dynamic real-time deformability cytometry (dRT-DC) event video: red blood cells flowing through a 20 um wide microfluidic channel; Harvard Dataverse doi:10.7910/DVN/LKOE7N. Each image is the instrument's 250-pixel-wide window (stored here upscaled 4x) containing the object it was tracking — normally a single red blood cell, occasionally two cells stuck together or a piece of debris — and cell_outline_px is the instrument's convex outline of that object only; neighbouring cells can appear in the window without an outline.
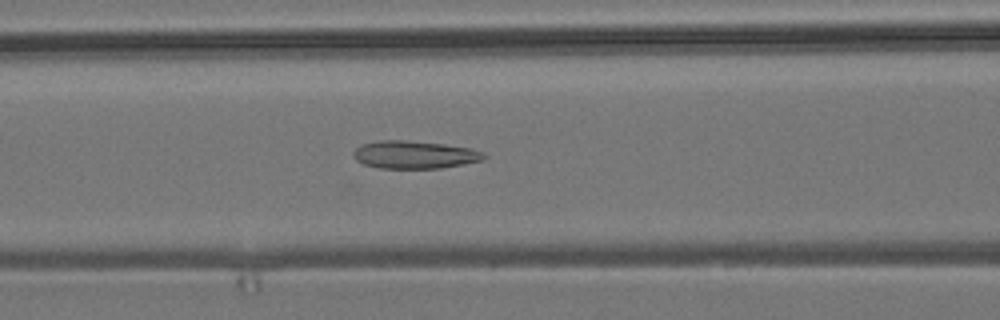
{"species": "common noctule bat (a hibernating species)", "species_latin": "Nyctalus noctula", "temperature_condition": "room temperature", "stored_images_in_passage": 39, "camera_frame_rate_fps": 3000, "um_per_image_px": 0.085, "animal": {"sex": "male", "body_mass_g": 19.2, "forearm_length_mm": 51.8}, "frame": {"image": 1, "passage_image": 8, "time_ms": 2.333, "image_size_px": [1000, 320], "cell_outline_px": [[488, 156], [484, 160], [440, 168], [380, 168], [364, 164], [356, 160], [352, 156], [352, 152], [360, 144], [376, 140], [404, 140], [444, 144], [472, 148], [484, 152]], "centroid_in_image_um": [35.23, 13.14], "position_along_channel_um": 131.4, "area_um2": 21.33}}
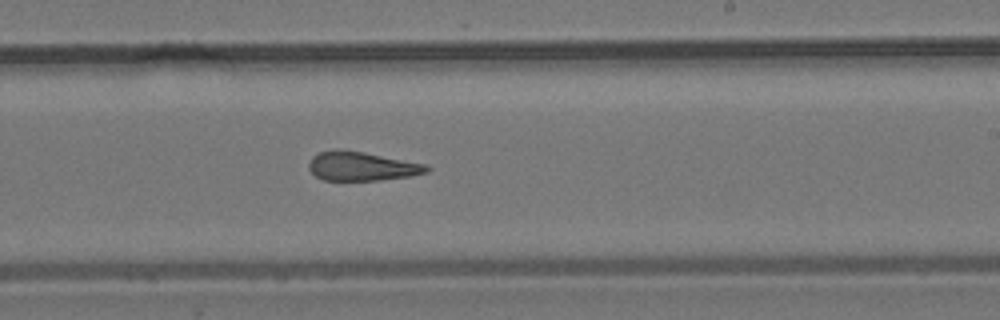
{"frame": {"image": 2, "passage_image": 18, "time_ms": 5.667, "image_size_px": [1000, 320], "cell_outline_px": [[432, 168], [428, 172], [412, 176], [380, 180], [324, 180], [316, 176], [308, 168], [308, 164], [312, 156], [320, 152], [340, 148], [364, 152], [428, 164]], "centroid_in_image_um": [30.78, 14.12], "position_along_channel_um": 258.2, "area_um2": 20.17}}
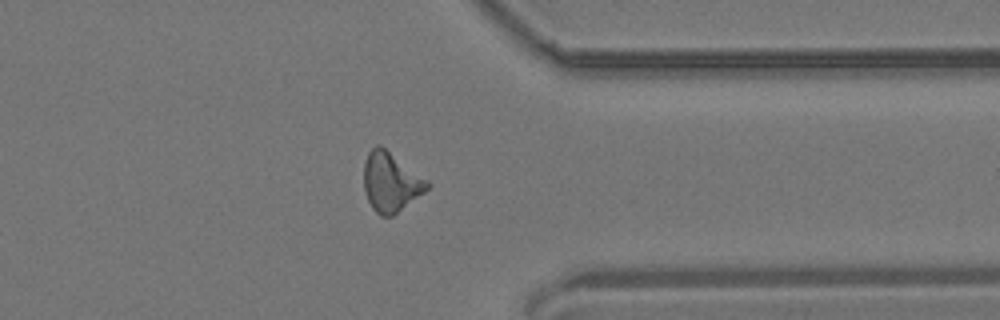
{"frame": {"image": 3, "passage_image": 28, "time_ms": 9.0, "image_size_px": [1000, 320], "cell_outline_px": [[432, 184], [424, 192], [392, 216], [380, 216], [372, 208], [368, 200], [364, 188], [364, 164], [368, 152], [376, 144], [380, 144], [428, 180]], "centroid_in_image_um": [33.21, 15.46], "position_along_channel_um": 378.2, "area_um2": 21.79}, "authors_computed_cell_mechanics": {"area_um2": 20.7502, "velocity_mm_per_s": 3.8144, "shape_relaxation_time_tau1_ms": null, "shape_relaxation_time_tau2_ms": 2.7328, "deformation_change_tau1": null, "deformation_change_tau2": 0.1312}}